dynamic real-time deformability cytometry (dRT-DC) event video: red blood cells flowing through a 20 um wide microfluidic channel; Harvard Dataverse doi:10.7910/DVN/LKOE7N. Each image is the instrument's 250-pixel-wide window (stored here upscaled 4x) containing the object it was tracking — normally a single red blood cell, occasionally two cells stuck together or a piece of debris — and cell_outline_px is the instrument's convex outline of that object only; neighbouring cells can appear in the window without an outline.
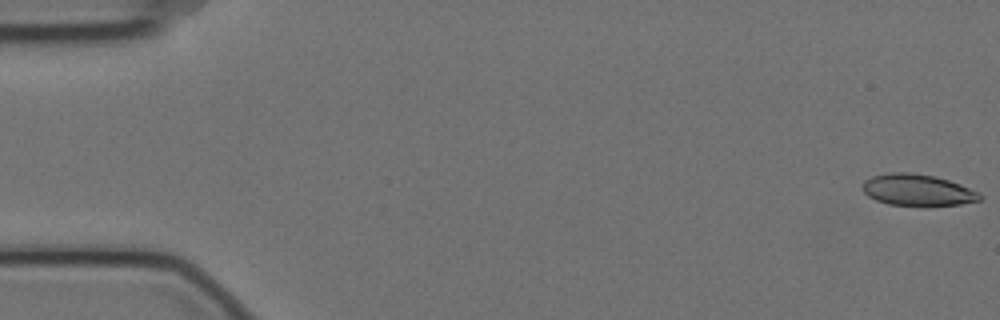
{"species": "Egyptian fruit bat (a non-hibernating species)", "species_latin": "Rousettus aegyptiacus", "temperature_condition": "cold", "stored_images_in_passage": 7, "camera_frame_rate_fps": 3000, "um_per_image_px": 0.085, "animal": {"sex": "female"}, "frame": {"image": 1, "passage_image": 1, "time_ms": 0.0, "image_size_px": [1000, 320], "cell_outline_px": [[984, 196], [980, 200], [960, 204], [888, 204], [876, 200], [868, 196], [860, 188], [864, 180], [872, 176], [888, 172], [908, 172], [936, 176], [960, 184], [980, 192]], "centroid_in_image_um": [77.96, 16.12], "position_along_channel_um": 7.0, "area_um2": 21.33}}
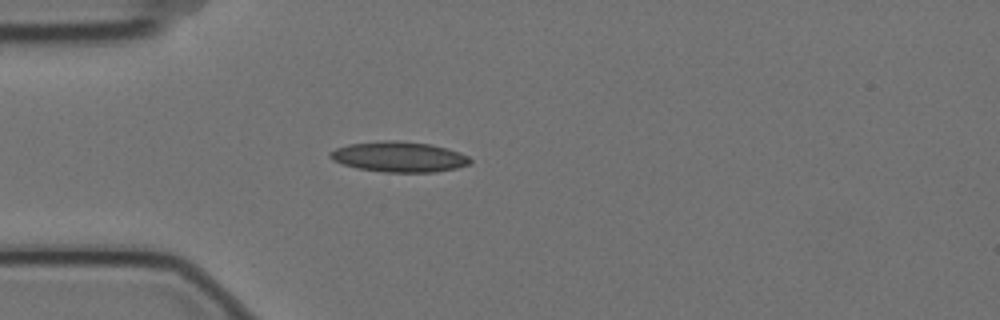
{"frame": {"image": 2, "passage_image": 5, "time_ms": 1.333, "image_size_px": [1000, 320], "cell_outline_px": [[472, 160], [468, 164], [456, 168], [436, 172], [384, 172], [356, 168], [332, 160], [328, 156], [328, 152], [336, 148], [348, 144], [380, 140], [396, 140], [432, 144], [448, 148], [460, 152], [468, 156]], "centroid_in_image_um": [33.9, 13.32], "position_along_channel_um": 51.1, "area_um2": 25.03}}
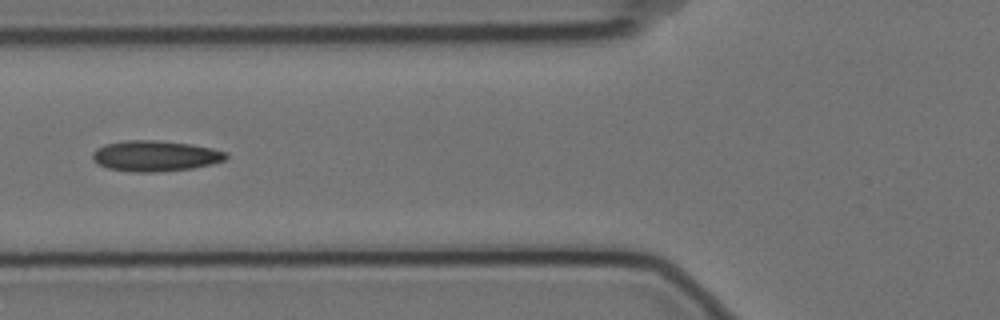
{"frame": {"image": 3, "passage_image": 7, "time_ms": 2.0, "image_size_px": [1000, 320], "cell_outline_px": [[228, 156], [224, 160], [212, 164], [192, 168], [160, 172], [128, 172], [108, 168], [96, 164], [92, 160], [92, 152], [96, 148], [104, 144], [124, 140], [156, 140], [192, 144], [212, 148], [228, 152]], "centroid_in_image_um": [13.16, 13.25], "position_along_channel_um": 112.6, "area_um2": 24.28}}